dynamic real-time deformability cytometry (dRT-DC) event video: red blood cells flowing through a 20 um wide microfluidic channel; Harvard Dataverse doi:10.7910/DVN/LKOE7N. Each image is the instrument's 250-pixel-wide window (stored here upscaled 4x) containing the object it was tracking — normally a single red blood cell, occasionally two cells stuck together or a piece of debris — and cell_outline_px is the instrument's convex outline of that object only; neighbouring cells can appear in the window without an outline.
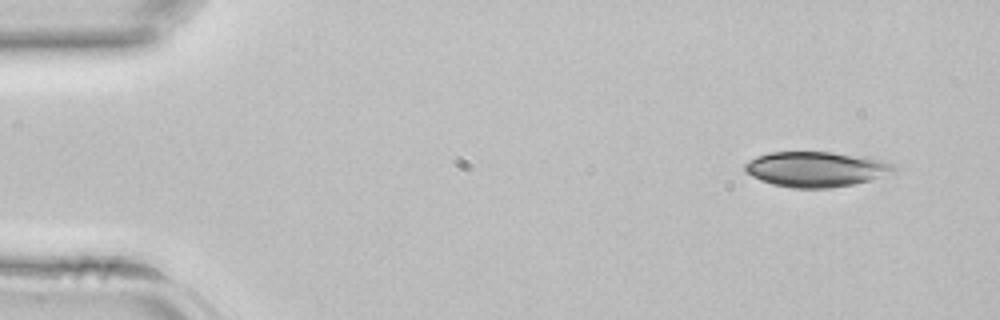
{"species": "common noctule bat (a hibernating species)", "species_latin": "Nyctalus noctula", "temperature_condition": "room temperature", "stored_images_in_passage": 39, "camera_frame_rate_fps": 3000, "um_per_image_px": 0.085, "animal": {"sex": "female", "body_mass_g": 22.7, "forearm_length_mm": 54.2}, "frame": {"image": 1, "passage_image": 1, "time_ms": 0.0, "image_size_px": [1000, 320], "cell_outline_px": [[896, 168], [892, 172], [868, 180], [852, 184], [832, 188], [792, 188], [772, 184], [760, 180], [744, 172], [744, 164], [756, 156], [768, 152], [832, 152], [864, 156], [880, 160], [892, 164]], "centroid_in_image_um": [69.29, 14.37], "position_along_channel_um": 15.7, "area_um2": 30.46}}
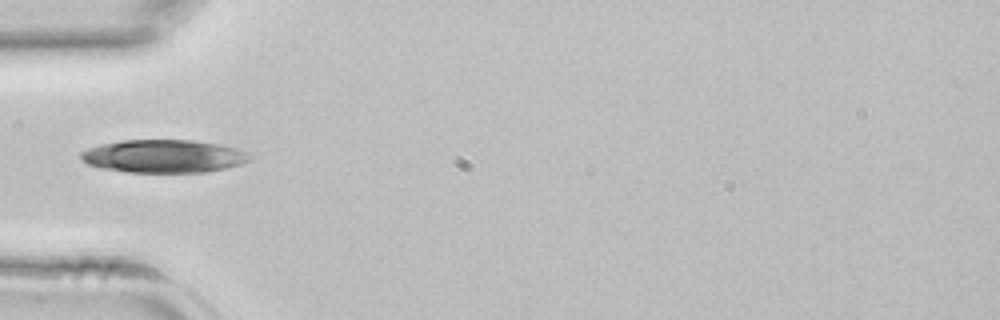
{"frame": {"image": 2, "passage_image": 11, "time_ms": 3.333, "image_size_px": [1000, 320], "cell_outline_px": [[252, 160], [240, 164], [208, 172], [128, 172], [100, 168], [88, 164], [80, 160], [80, 152], [88, 148], [100, 144], [120, 140], [192, 140], [216, 144], [236, 148], [252, 156]], "centroid_in_image_um": [13.86, 13.28], "position_along_channel_um": 71.1, "area_um2": 32.48}}